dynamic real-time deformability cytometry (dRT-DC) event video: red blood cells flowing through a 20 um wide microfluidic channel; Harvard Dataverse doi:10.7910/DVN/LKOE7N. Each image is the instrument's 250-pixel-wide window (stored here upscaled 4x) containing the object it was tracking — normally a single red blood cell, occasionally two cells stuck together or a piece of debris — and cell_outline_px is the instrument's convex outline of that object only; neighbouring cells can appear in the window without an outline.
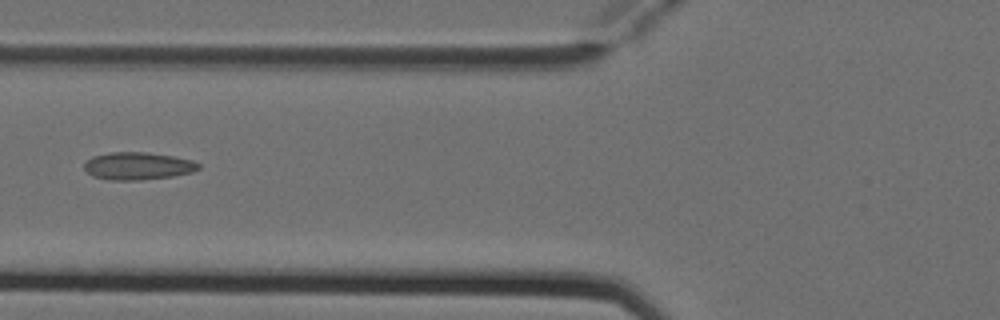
{"species": "Egyptian fruit bat (a non-hibernating species)", "species_latin": "Rousettus aegyptiacus", "temperature_condition": "cold", "stored_images_in_passage": 5, "camera_frame_rate_fps": 3000, "um_per_image_px": 0.085, "animal": {"sex": "female"}, "frame": {"image": 1, "passage_image": 5, "time_ms": 1.333, "image_size_px": [1000, 320], "cell_outline_px": [[200, 168], [192, 172], [172, 176], [140, 180], [108, 180], [92, 176], [84, 168], [84, 164], [92, 156], [108, 152], [144, 152], [172, 156], [192, 160], [200, 164]], "centroid_in_image_um": [11.7, 14.11], "position_along_channel_um": 114.1, "area_um2": 18.32}}